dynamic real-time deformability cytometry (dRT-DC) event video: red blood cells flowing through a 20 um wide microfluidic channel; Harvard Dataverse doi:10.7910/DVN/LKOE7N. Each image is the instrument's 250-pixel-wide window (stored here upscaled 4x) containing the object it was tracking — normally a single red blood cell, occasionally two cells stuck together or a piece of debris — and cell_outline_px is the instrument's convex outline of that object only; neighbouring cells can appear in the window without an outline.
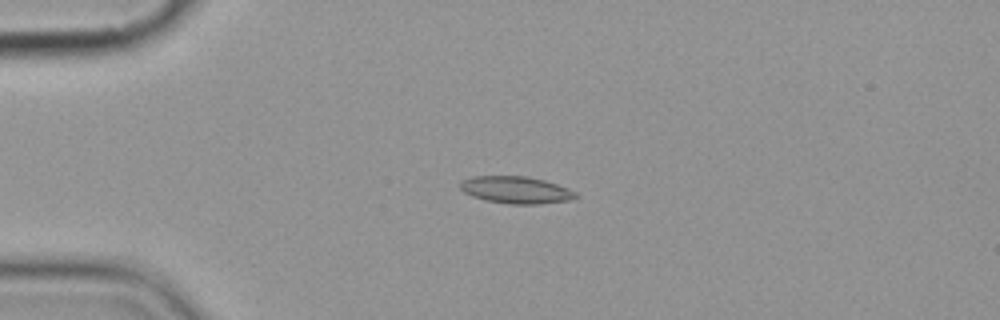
{"species": "common noctule bat (a hibernating species)", "species_latin": "Nyctalus noctula", "temperature_condition": "cold", "stored_images_in_passage": 6, "camera_frame_rate_fps": 3000, "um_per_image_px": 0.085, "animal": {"sex": "female", "body_mass_g": 19.9}, "frame": {"image": 1, "passage_image": 4, "time_ms": 3.667, "image_size_px": [1000, 320], "cell_outline_px": [[580, 196], [568, 200], [540, 204], [512, 204], [488, 200], [472, 196], [464, 192], [460, 188], [460, 180], [472, 176], [528, 176], [544, 180], [568, 188], [576, 192]], "centroid_in_image_um": [43.86, 16.13], "position_along_channel_um": 41.1, "area_um2": 18.21}}
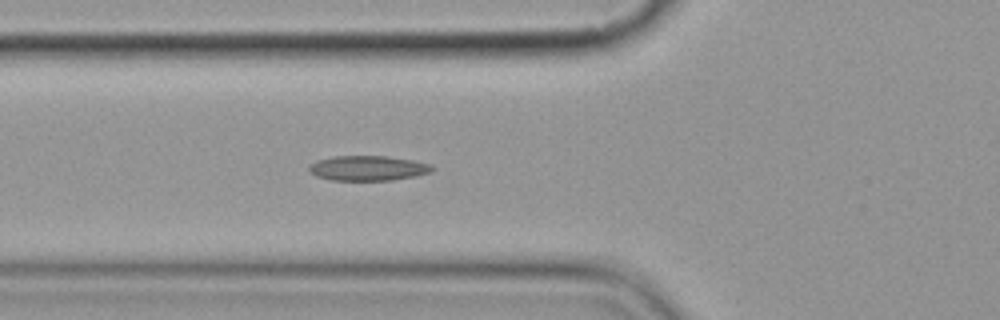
{"frame": {"image": 2, "passage_image": 6, "time_ms": 6.0, "image_size_px": [1000, 320], "cell_outline_px": [[432, 172], [416, 176], [392, 180], [332, 180], [316, 176], [308, 168], [316, 160], [332, 156], [388, 156], [412, 160], [432, 164]], "centroid_in_image_um": [31.3, 14.29], "position_along_channel_um": 94.5, "area_um2": 17.86}}